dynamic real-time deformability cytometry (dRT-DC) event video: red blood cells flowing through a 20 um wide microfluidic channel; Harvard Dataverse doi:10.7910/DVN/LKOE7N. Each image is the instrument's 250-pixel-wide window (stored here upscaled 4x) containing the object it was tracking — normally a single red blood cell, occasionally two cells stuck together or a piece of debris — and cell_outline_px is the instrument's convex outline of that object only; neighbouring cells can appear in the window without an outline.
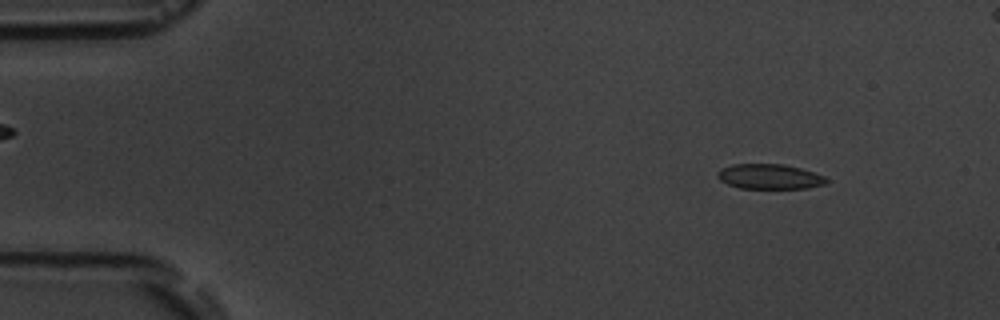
{"species": "common noctule bat (a hibernating species)", "species_latin": "Nyctalus noctula", "temperature_condition": "room temperature", "stored_images_in_passage": 4, "camera_frame_rate_fps": 3000, "um_per_image_px": 0.085, "animal": {"sex": "male", "body_mass_g": 19.5, "forearm_length_mm": 54.6}, "frame": {"image": 1, "passage_image": 1, "time_ms": 0.0, "image_size_px": [1000, 320], "cell_outline_px": [[828, 180], [824, 184], [808, 188], [740, 188], [728, 184], [720, 180], [716, 176], [716, 172], [720, 168], [732, 164], [784, 164], [800, 168], [824, 176]], "centroid_in_image_um": [65.36, 15.0], "position_along_channel_um": 19.6, "area_um2": 15.84}}